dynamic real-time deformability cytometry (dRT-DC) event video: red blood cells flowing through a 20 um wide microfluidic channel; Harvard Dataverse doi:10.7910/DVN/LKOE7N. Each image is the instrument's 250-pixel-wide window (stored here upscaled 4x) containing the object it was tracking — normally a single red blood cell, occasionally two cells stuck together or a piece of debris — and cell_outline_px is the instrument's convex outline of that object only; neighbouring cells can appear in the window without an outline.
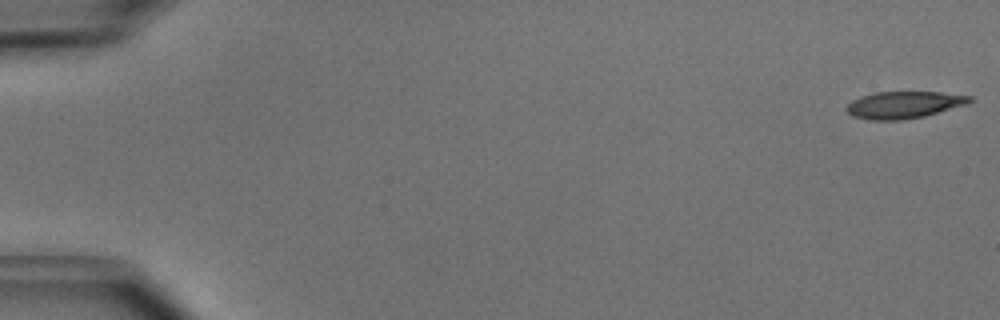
{"species": "common noctule bat (a hibernating species)", "species_latin": "Nyctalus noctula", "temperature_condition": "cold", "stored_images_in_passage": 15, "camera_frame_rate_fps": 3000, "um_per_image_px": 0.085, "animal": {"sex": "male", "body_mass_g": 15.6}, "frame": {"image": 1, "passage_image": 1, "time_ms": 0.0, "image_size_px": [1000, 320], "cell_outline_px": [[972, 100], [968, 104], [924, 116], [900, 120], [872, 120], [852, 116], [844, 108], [852, 100], [860, 96], [876, 92], [940, 92], [972, 96]], "centroid_in_image_um": [76.82, 8.91], "position_along_channel_um": 8.2, "area_um2": 19.36}}
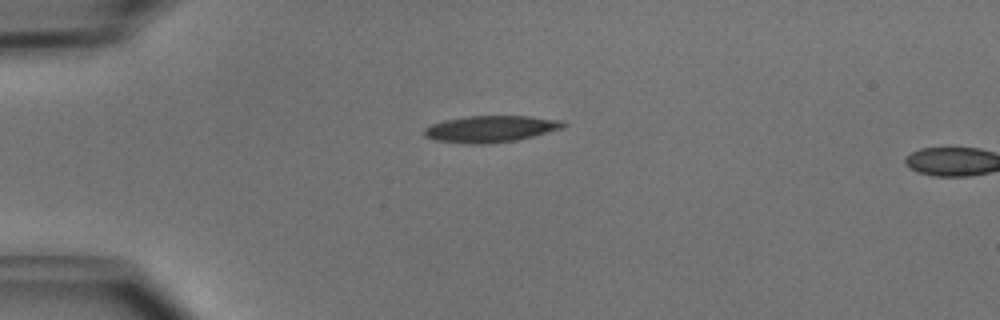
{"frame": {"image": 2, "passage_image": 13, "time_ms": 4.0, "image_size_px": [1000, 320], "cell_outline_px": [[568, 124], [564, 128], [516, 140], [492, 144], [468, 144], [436, 140], [424, 136], [424, 128], [432, 124], [444, 120], [468, 116], [528, 116], [560, 120]], "centroid_in_image_um": [41.7, 10.96], "position_along_channel_um": 43.3, "area_um2": 21.56}}